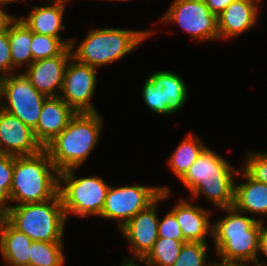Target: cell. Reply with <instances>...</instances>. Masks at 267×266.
<instances>
[{
	"instance_id": "1",
	"label": "cell",
	"mask_w": 267,
	"mask_h": 266,
	"mask_svg": "<svg viewBox=\"0 0 267 266\" xmlns=\"http://www.w3.org/2000/svg\"><path fill=\"white\" fill-rule=\"evenodd\" d=\"M221 209L227 214L216 220L212 229L214 248L220 261L248 264L253 262L254 266H264L258 258L263 222L247 216L248 214L234 206Z\"/></svg>"
},
{
	"instance_id": "2",
	"label": "cell",
	"mask_w": 267,
	"mask_h": 266,
	"mask_svg": "<svg viewBox=\"0 0 267 266\" xmlns=\"http://www.w3.org/2000/svg\"><path fill=\"white\" fill-rule=\"evenodd\" d=\"M238 170L221 155L206 147L180 182L189 190L192 200L203 195L220 209L232 207L236 181L234 178Z\"/></svg>"
},
{
	"instance_id": "3",
	"label": "cell",
	"mask_w": 267,
	"mask_h": 266,
	"mask_svg": "<svg viewBox=\"0 0 267 266\" xmlns=\"http://www.w3.org/2000/svg\"><path fill=\"white\" fill-rule=\"evenodd\" d=\"M102 124L99 112L76 113L67 127L44 147L54 167L61 172L83 165L100 139Z\"/></svg>"
},
{
	"instance_id": "4",
	"label": "cell",
	"mask_w": 267,
	"mask_h": 266,
	"mask_svg": "<svg viewBox=\"0 0 267 266\" xmlns=\"http://www.w3.org/2000/svg\"><path fill=\"white\" fill-rule=\"evenodd\" d=\"M58 189L59 171L45 149L33 155L14 156L9 201L5 205L45 202L54 198Z\"/></svg>"
},
{
	"instance_id": "5",
	"label": "cell",
	"mask_w": 267,
	"mask_h": 266,
	"mask_svg": "<svg viewBox=\"0 0 267 266\" xmlns=\"http://www.w3.org/2000/svg\"><path fill=\"white\" fill-rule=\"evenodd\" d=\"M3 216L32 241L63 243L67 221L59 193L41 203L4 205Z\"/></svg>"
},
{
	"instance_id": "6",
	"label": "cell",
	"mask_w": 267,
	"mask_h": 266,
	"mask_svg": "<svg viewBox=\"0 0 267 266\" xmlns=\"http://www.w3.org/2000/svg\"><path fill=\"white\" fill-rule=\"evenodd\" d=\"M153 34L150 29H90L78 48L71 47L72 57L97 69L123 59Z\"/></svg>"
},
{
	"instance_id": "7",
	"label": "cell",
	"mask_w": 267,
	"mask_h": 266,
	"mask_svg": "<svg viewBox=\"0 0 267 266\" xmlns=\"http://www.w3.org/2000/svg\"><path fill=\"white\" fill-rule=\"evenodd\" d=\"M76 168L59 172V189L66 218L100 216L110 187L102 177H77Z\"/></svg>"
},
{
	"instance_id": "8",
	"label": "cell",
	"mask_w": 267,
	"mask_h": 266,
	"mask_svg": "<svg viewBox=\"0 0 267 266\" xmlns=\"http://www.w3.org/2000/svg\"><path fill=\"white\" fill-rule=\"evenodd\" d=\"M166 186H144L140 184L109 187L100 218L116 221L119 229L137 213L153 203Z\"/></svg>"
},
{
	"instance_id": "9",
	"label": "cell",
	"mask_w": 267,
	"mask_h": 266,
	"mask_svg": "<svg viewBox=\"0 0 267 266\" xmlns=\"http://www.w3.org/2000/svg\"><path fill=\"white\" fill-rule=\"evenodd\" d=\"M160 20L177 24L200 42L219 39L217 16L205 0H173Z\"/></svg>"
},
{
	"instance_id": "10",
	"label": "cell",
	"mask_w": 267,
	"mask_h": 266,
	"mask_svg": "<svg viewBox=\"0 0 267 266\" xmlns=\"http://www.w3.org/2000/svg\"><path fill=\"white\" fill-rule=\"evenodd\" d=\"M178 74L171 71H157L150 75L142 87L146 106L159 115L177 113L186 104L188 88Z\"/></svg>"
},
{
	"instance_id": "11",
	"label": "cell",
	"mask_w": 267,
	"mask_h": 266,
	"mask_svg": "<svg viewBox=\"0 0 267 266\" xmlns=\"http://www.w3.org/2000/svg\"><path fill=\"white\" fill-rule=\"evenodd\" d=\"M5 99V100H4ZM46 96L41 94L24 73L4 76L2 109L18 117L25 125L34 129L39 121Z\"/></svg>"
},
{
	"instance_id": "12",
	"label": "cell",
	"mask_w": 267,
	"mask_h": 266,
	"mask_svg": "<svg viewBox=\"0 0 267 266\" xmlns=\"http://www.w3.org/2000/svg\"><path fill=\"white\" fill-rule=\"evenodd\" d=\"M97 85V69L71 57L64 73L62 98L76 113L98 112L92 103Z\"/></svg>"
},
{
	"instance_id": "13",
	"label": "cell",
	"mask_w": 267,
	"mask_h": 266,
	"mask_svg": "<svg viewBox=\"0 0 267 266\" xmlns=\"http://www.w3.org/2000/svg\"><path fill=\"white\" fill-rule=\"evenodd\" d=\"M171 194V190H163L153 203L119 229L129 242L133 253L126 260L142 261L153 249L158 239L159 216L156 209L160 201L169 198Z\"/></svg>"
},
{
	"instance_id": "14",
	"label": "cell",
	"mask_w": 267,
	"mask_h": 266,
	"mask_svg": "<svg viewBox=\"0 0 267 266\" xmlns=\"http://www.w3.org/2000/svg\"><path fill=\"white\" fill-rule=\"evenodd\" d=\"M42 149L32 128L15 115L0 109V153L24 156L36 154Z\"/></svg>"
},
{
	"instance_id": "15",
	"label": "cell",
	"mask_w": 267,
	"mask_h": 266,
	"mask_svg": "<svg viewBox=\"0 0 267 266\" xmlns=\"http://www.w3.org/2000/svg\"><path fill=\"white\" fill-rule=\"evenodd\" d=\"M71 57L69 46L61 55L32 62L23 73L41 94L46 97L59 96L65 69Z\"/></svg>"
},
{
	"instance_id": "16",
	"label": "cell",
	"mask_w": 267,
	"mask_h": 266,
	"mask_svg": "<svg viewBox=\"0 0 267 266\" xmlns=\"http://www.w3.org/2000/svg\"><path fill=\"white\" fill-rule=\"evenodd\" d=\"M76 112L59 96L46 97L37 126L33 129L37 141L44 148L68 125Z\"/></svg>"
},
{
	"instance_id": "17",
	"label": "cell",
	"mask_w": 267,
	"mask_h": 266,
	"mask_svg": "<svg viewBox=\"0 0 267 266\" xmlns=\"http://www.w3.org/2000/svg\"><path fill=\"white\" fill-rule=\"evenodd\" d=\"M261 0H234L217 16L219 40L231 39L257 24Z\"/></svg>"
},
{
	"instance_id": "18",
	"label": "cell",
	"mask_w": 267,
	"mask_h": 266,
	"mask_svg": "<svg viewBox=\"0 0 267 266\" xmlns=\"http://www.w3.org/2000/svg\"><path fill=\"white\" fill-rule=\"evenodd\" d=\"M51 2L46 6H36L24 18L20 19L32 31L38 34L60 38L68 47H74V39H63L60 36L61 30L66 27L63 25V15L65 13L67 0H46Z\"/></svg>"
},
{
	"instance_id": "19",
	"label": "cell",
	"mask_w": 267,
	"mask_h": 266,
	"mask_svg": "<svg viewBox=\"0 0 267 266\" xmlns=\"http://www.w3.org/2000/svg\"><path fill=\"white\" fill-rule=\"evenodd\" d=\"M171 211L175 214L186 241L207 242V235L212 236L211 211L185 199H180Z\"/></svg>"
},
{
	"instance_id": "20",
	"label": "cell",
	"mask_w": 267,
	"mask_h": 266,
	"mask_svg": "<svg viewBox=\"0 0 267 266\" xmlns=\"http://www.w3.org/2000/svg\"><path fill=\"white\" fill-rule=\"evenodd\" d=\"M237 175L245 178V183L235 181L234 204L233 206L248 215L257 216V221L264 222L258 216L267 215V184L258 182L251 178L242 168Z\"/></svg>"
},
{
	"instance_id": "21",
	"label": "cell",
	"mask_w": 267,
	"mask_h": 266,
	"mask_svg": "<svg viewBox=\"0 0 267 266\" xmlns=\"http://www.w3.org/2000/svg\"><path fill=\"white\" fill-rule=\"evenodd\" d=\"M32 240L3 215L0 218V252L6 266H29Z\"/></svg>"
},
{
	"instance_id": "22",
	"label": "cell",
	"mask_w": 267,
	"mask_h": 266,
	"mask_svg": "<svg viewBox=\"0 0 267 266\" xmlns=\"http://www.w3.org/2000/svg\"><path fill=\"white\" fill-rule=\"evenodd\" d=\"M8 40L11 54L12 66L16 69L27 65L28 68L33 62L31 51L32 31L19 18L8 31ZM25 64V65H24Z\"/></svg>"
},
{
	"instance_id": "23",
	"label": "cell",
	"mask_w": 267,
	"mask_h": 266,
	"mask_svg": "<svg viewBox=\"0 0 267 266\" xmlns=\"http://www.w3.org/2000/svg\"><path fill=\"white\" fill-rule=\"evenodd\" d=\"M207 146L200 138L189 133L179 143L168 159V166L180 180Z\"/></svg>"
},
{
	"instance_id": "24",
	"label": "cell",
	"mask_w": 267,
	"mask_h": 266,
	"mask_svg": "<svg viewBox=\"0 0 267 266\" xmlns=\"http://www.w3.org/2000/svg\"><path fill=\"white\" fill-rule=\"evenodd\" d=\"M185 242L187 241L158 237L153 249L141 262L147 266H172L177 260Z\"/></svg>"
},
{
	"instance_id": "25",
	"label": "cell",
	"mask_w": 267,
	"mask_h": 266,
	"mask_svg": "<svg viewBox=\"0 0 267 266\" xmlns=\"http://www.w3.org/2000/svg\"><path fill=\"white\" fill-rule=\"evenodd\" d=\"M63 248V243L32 241L29 266H63L66 260Z\"/></svg>"
},
{
	"instance_id": "26",
	"label": "cell",
	"mask_w": 267,
	"mask_h": 266,
	"mask_svg": "<svg viewBox=\"0 0 267 266\" xmlns=\"http://www.w3.org/2000/svg\"><path fill=\"white\" fill-rule=\"evenodd\" d=\"M68 46L60 39L32 32L31 51L33 62L61 55Z\"/></svg>"
},
{
	"instance_id": "27",
	"label": "cell",
	"mask_w": 267,
	"mask_h": 266,
	"mask_svg": "<svg viewBox=\"0 0 267 266\" xmlns=\"http://www.w3.org/2000/svg\"><path fill=\"white\" fill-rule=\"evenodd\" d=\"M207 243L185 242L177 260L172 266H211L213 261L207 260L209 249Z\"/></svg>"
},
{
	"instance_id": "28",
	"label": "cell",
	"mask_w": 267,
	"mask_h": 266,
	"mask_svg": "<svg viewBox=\"0 0 267 266\" xmlns=\"http://www.w3.org/2000/svg\"><path fill=\"white\" fill-rule=\"evenodd\" d=\"M14 171V155L0 153V208L8 201Z\"/></svg>"
},
{
	"instance_id": "29",
	"label": "cell",
	"mask_w": 267,
	"mask_h": 266,
	"mask_svg": "<svg viewBox=\"0 0 267 266\" xmlns=\"http://www.w3.org/2000/svg\"><path fill=\"white\" fill-rule=\"evenodd\" d=\"M241 167L254 180L267 184V152H248Z\"/></svg>"
},
{
	"instance_id": "30",
	"label": "cell",
	"mask_w": 267,
	"mask_h": 266,
	"mask_svg": "<svg viewBox=\"0 0 267 266\" xmlns=\"http://www.w3.org/2000/svg\"><path fill=\"white\" fill-rule=\"evenodd\" d=\"M158 237L185 240L176 216L171 210L163 217L162 220L159 219L158 221Z\"/></svg>"
},
{
	"instance_id": "31",
	"label": "cell",
	"mask_w": 267,
	"mask_h": 266,
	"mask_svg": "<svg viewBox=\"0 0 267 266\" xmlns=\"http://www.w3.org/2000/svg\"><path fill=\"white\" fill-rule=\"evenodd\" d=\"M12 66L8 32L0 34V75L7 76L13 73H17Z\"/></svg>"
},
{
	"instance_id": "32",
	"label": "cell",
	"mask_w": 267,
	"mask_h": 266,
	"mask_svg": "<svg viewBox=\"0 0 267 266\" xmlns=\"http://www.w3.org/2000/svg\"><path fill=\"white\" fill-rule=\"evenodd\" d=\"M4 7L0 5V34L4 32H8L12 24L18 19L16 16L9 14L4 11Z\"/></svg>"
},
{
	"instance_id": "33",
	"label": "cell",
	"mask_w": 267,
	"mask_h": 266,
	"mask_svg": "<svg viewBox=\"0 0 267 266\" xmlns=\"http://www.w3.org/2000/svg\"><path fill=\"white\" fill-rule=\"evenodd\" d=\"M233 1L234 0H205L208 8L216 16L222 13Z\"/></svg>"
},
{
	"instance_id": "34",
	"label": "cell",
	"mask_w": 267,
	"mask_h": 266,
	"mask_svg": "<svg viewBox=\"0 0 267 266\" xmlns=\"http://www.w3.org/2000/svg\"><path fill=\"white\" fill-rule=\"evenodd\" d=\"M263 222V229L260 235L259 239V250H258V255L261 253L267 258V226H264Z\"/></svg>"
},
{
	"instance_id": "35",
	"label": "cell",
	"mask_w": 267,
	"mask_h": 266,
	"mask_svg": "<svg viewBox=\"0 0 267 266\" xmlns=\"http://www.w3.org/2000/svg\"><path fill=\"white\" fill-rule=\"evenodd\" d=\"M252 263H250V265L248 263H225V262H212L211 266H254L251 265Z\"/></svg>"
},
{
	"instance_id": "36",
	"label": "cell",
	"mask_w": 267,
	"mask_h": 266,
	"mask_svg": "<svg viewBox=\"0 0 267 266\" xmlns=\"http://www.w3.org/2000/svg\"><path fill=\"white\" fill-rule=\"evenodd\" d=\"M3 82H4V76H1L0 75V109L2 108L3 106Z\"/></svg>"
},
{
	"instance_id": "37",
	"label": "cell",
	"mask_w": 267,
	"mask_h": 266,
	"mask_svg": "<svg viewBox=\"0 0 267 266\" xmlns=\"http://www.w3.org/2000/svg\"><path fill=\"white\" fill-rule=\"evenodd\" d=\"M136 262H137L136 260H125L124 259L120 266H139L138 262L137 263Z\"/></svg>"
},
{
	"instance_id": "38",
	"label": "cell",
	"mask_w": 267,
	"mask_h": 266,
	"mask_svg": "<svg viewBox=\"0 0 267 266\" xmlns=\"http://www.w3.org/2000/svg\"><path fill=\"white\" fill-rule=\"evenodd\" d=\"M17 1H19V2H24V0H0V5H2V6H6L5 4H11L12 2H17Z\"/></svg>"
},
{
	"instance_id": "39",
	"label": "cell",
	"mask_w": 267,
	"mask_h": 266,
	"mask_svg": "<svg viewBox=\"0 0 267 266\" xmlns=\"http://www.w3.org/2000/svg\"><path fill=\"white\" fill-rule=\"evenodd\" d=\"M3 215L2 209L0 208V218Z\"/></svg>"
},
{
	"instance_id": "40",
	"label": "cell",
	"mask_w": 267,
	"mask_h": 266,
	"mask_svg": "<svg viewBox=\"0 0 267 266\" xmlns=\"http://www.w3.org/2000/svg\"><path fill=\"white\" fill-rule=\"evenodd\" d=\"M108 1H124V0H108ZM126 1V0H125Z\"/></svg>"
}]
</instances>
